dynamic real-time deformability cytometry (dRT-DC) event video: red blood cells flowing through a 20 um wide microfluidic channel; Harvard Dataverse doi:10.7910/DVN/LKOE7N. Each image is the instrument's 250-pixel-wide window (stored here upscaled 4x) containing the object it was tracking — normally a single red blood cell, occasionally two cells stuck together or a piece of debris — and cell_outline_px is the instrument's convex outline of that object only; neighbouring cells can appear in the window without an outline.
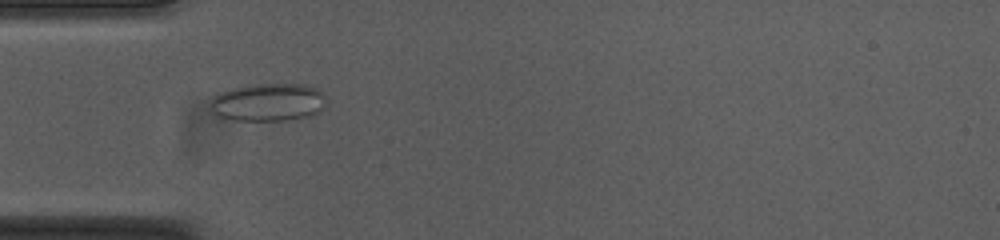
{"species": "common noctule bat (a hibernating species)", "species_latin": "Nyctalus noctula", "temperature_condition": "cold", "stored_images_in_passage": 54, "camera_frame_rate_fps": 3000, "um_per_image_px": 0.085, "animal": {"sex": "female", "body_mass_g": 23.0, "forearm_length_mm": 53.4}, "frame": {"image": 1, "passage_image": 17, "time_ms": 5.333, "image_size_px": [1000, 240], "cell_outline_px": [[324, 108], [308, 116], [284, 120], [236, 120], [220, 116], [212, 108], [212, 100], [220, 92], [232, 88], [256, 84], [304, 84], [316, 88], [324, 96]], "centroid_in_image_um": [22.83, 8.68], "position_along_channel_um": 62.2, "area_um2": 24.97}}
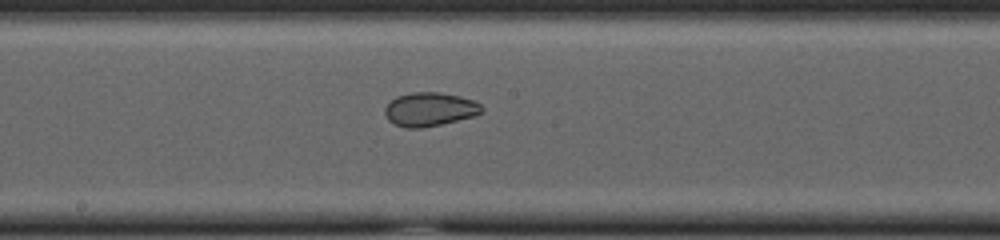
{"frame": {"image": 2, "passage_image": 29, "time_ms": 9.333, "image_size_px": [1000, 240], "cell_outline_px": [[484, 112], [476, 116], [440, 124], [420, 128], [404, 128], [392, 124], [388, 120], [384, 112], [384, 108], [396, 96], [412, 92], [440, 92], [460, 96], [472, 100], [480, 104], [484, 108]], "centroid_in_image_um": [36.53, 9.29], "position_along_channel_um": 211.7, "area_um2": 19.25}}
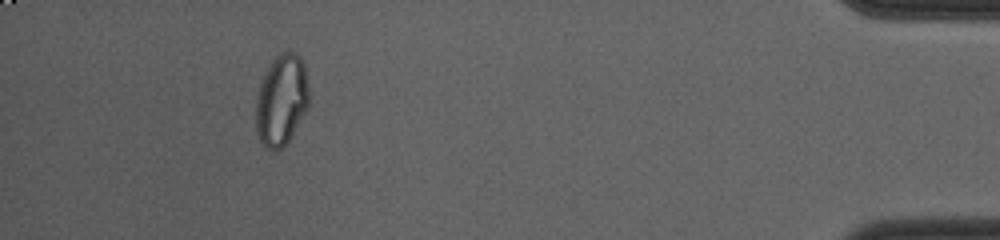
{"frame": {"image": 3, "passage_image": 50, "time_ms": 16.333, "image_size_px": [1000, 240], "cell_outline_px": [[308, 104], [288, 140], [280, 148], [268, 148], [260, 140], [256, 132], [256, 96], [260, 84], [272, 60], [280, 52], [296, 52], [300, 56], [304, 64], [308, 84]], "centroid_in_image_um": [23.91, 8.45], "position_along_channel_um": 411.3, "area_um2": 27.51}, "authors_computed_cell_mechanics": {"area_um2": 25.4898, "velocity_mm_per_s": 3.7553, "shape_relaxation_time_tau1_ms": null, "shape_relaxation_time_tau2_ms": 1.8508, "deformation_change_tau1": null, "deformation_change_tau2": 0.0527}}